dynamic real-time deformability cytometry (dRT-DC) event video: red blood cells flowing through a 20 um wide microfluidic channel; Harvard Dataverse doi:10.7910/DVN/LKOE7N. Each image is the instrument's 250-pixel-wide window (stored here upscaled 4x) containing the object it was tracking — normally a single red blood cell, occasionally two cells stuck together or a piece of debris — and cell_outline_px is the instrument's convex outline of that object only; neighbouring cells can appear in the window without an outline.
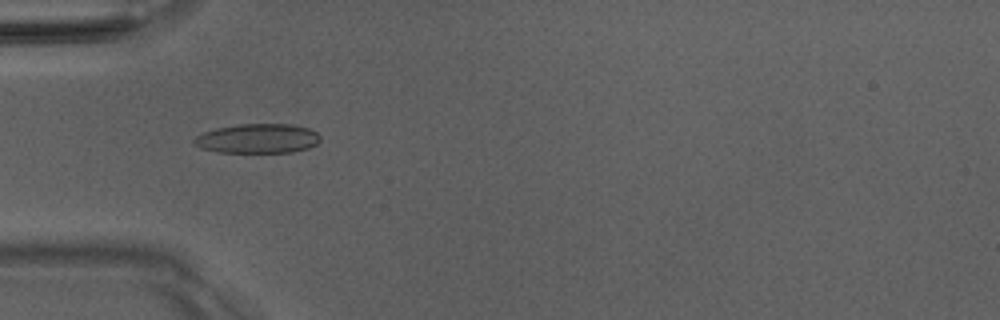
{"species": "Egyptian fruit bat (a non-hibernating species)", "species_latin": "Rousettus aegyptiacus", "temperature_condition": "room temperature", "stored_images_in_passage": 22, "camera_frame_rate_fps": 3000, "um_per_image_px": 0.085, "animal": {"sex": "male"}, "frame": {"image": 1, "passage_image": 15, "time_ms": 4.667, "image_size_px": [1000, 320], "cell_outline_px": [[320, 140], [316, 144], [308, 148], [292, 152], [216, 152], [200, 148], [192, 144], [192, 140], [196, 136], [204, 132], [216, 128], [240, 124], [292, 124], [308, 128], [316, 132], [320, 136]], "centroid_in_image_um": [21.87, 11.77], "position_along_channel_um": 63.1, "area_um2": 21.73}}